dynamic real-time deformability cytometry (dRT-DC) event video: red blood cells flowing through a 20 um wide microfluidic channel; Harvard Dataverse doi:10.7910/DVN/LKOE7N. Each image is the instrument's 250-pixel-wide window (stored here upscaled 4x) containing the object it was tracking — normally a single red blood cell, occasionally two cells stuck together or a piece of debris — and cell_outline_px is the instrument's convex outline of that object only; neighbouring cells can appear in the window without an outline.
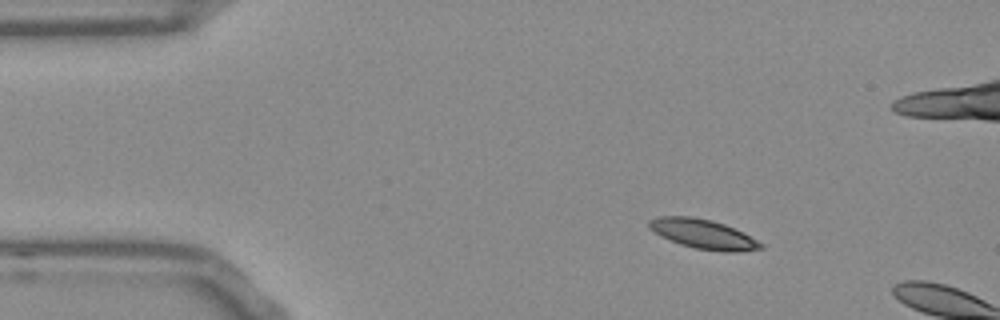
{"species": "Egyptian fruit bat (a non-hibernating species)", "species_latin": "Rousettus aegyptiacus", "temperature_condition": "room temperature", "stored_images_in_passage": 4, "camera_frame_rate_fps": 3000, "um_per_image_px": 0.085, "frame": {"image": 1, "passage_image": 1, "time_ms": 0.0, "image_size_px": [1000, 320], "cell_outline_px": [[764, 248], [736, 252], [724, 252], [696, 248], [680, 244], [660, 236], [648, 228], [648, 220], [660, 216], [692, 216], [712, 220], [724, 224], [764, 244]], "centroid_in_image_um": [59.72, 19.89], "position_along_channel_um": 25.3, "area_um2": 19.02}}